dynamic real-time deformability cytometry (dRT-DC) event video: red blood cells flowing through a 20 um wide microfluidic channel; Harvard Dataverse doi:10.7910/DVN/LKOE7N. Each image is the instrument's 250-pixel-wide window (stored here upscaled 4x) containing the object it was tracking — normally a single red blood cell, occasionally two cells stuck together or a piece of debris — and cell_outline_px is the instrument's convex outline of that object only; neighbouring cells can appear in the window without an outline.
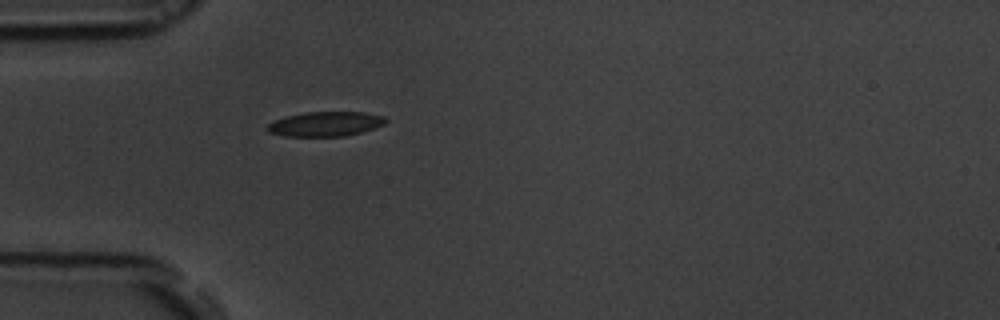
{"species": "common noctule bat (a hibernating species)", "species_latin": "Nyctalus noctula", "temperature_condition": "room temperature", "stored_images_in_passage": 39, "camera_frame_rate_fps": 3000, "um_per_image_px": 0.085, "animal": {"sex": "male", "body_mass_g": 19.5, "forearm_length_mm": 54.6}, "frame": {"image": 1, "passage_image": 1, "time_ms": 0.0, "image_size_px": [1000, 320], "cell_outline_px": [[388, 120], [384, 124], [360, 132], [344, 136], [284, 136], [268, 132], [268, 124], [284, 116], [304, 112], [364, 112], [384, 116]], "centroid_in_image_um": [27.65, 10.53], "position_along_channel_um": 57.3, "area_um2": 16.88}}
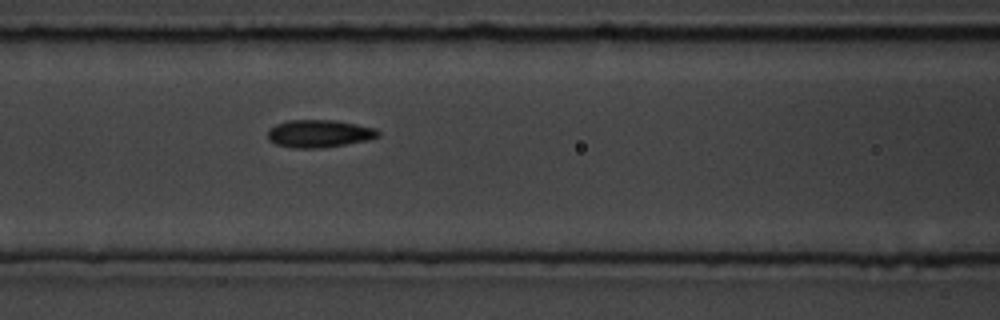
{"frame": {"image": 2, "passage_image": 8, "time_ms": 2.333, "image_size_px": [1000, 320], "cell_outline_px": [[380, 136], [368, 140], [320, 148], [292, 148], [276, 144], [268, 140], [268, 128], [276, 124], [288, 120], [336, 120], [376, 128], [380, 132]], "centroid_in_image_um": [27.12, 11.35], "position_along_channel_um": 139.5, "area_um2": 17.86}}
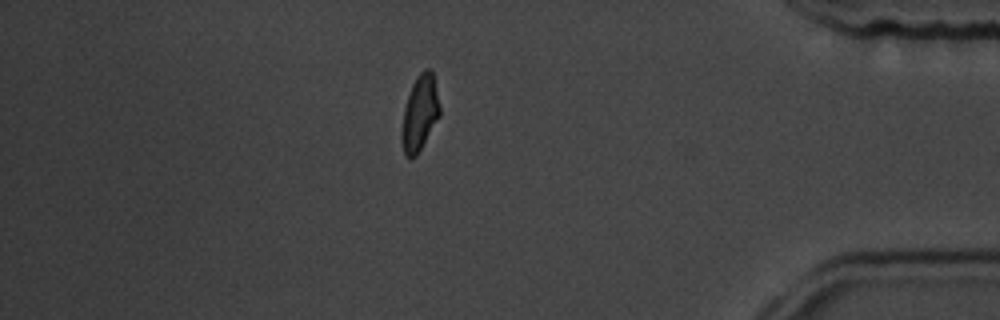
{"frame": {"image": 3, "passage_image": 32, "time_ms": 10.333, "image_size_px": [1000, 320], "cell_outline_px": [[440, 116], [416, 156], [408, 156], [404, 152], [400, 140], [400, 132], [404, 108], [412, 84], [416, 76], [424, 68], [428, 68], [432, 72], [440, 108]], "centroid_in_image_um": [35.66, 9.61], "position_along_channel_um": 399.5, "area_um2": 16.59}, "authors_computed_cell_mechanics": {"area_um2": 17.051, "velocity_mm_per_s": 3.7191, "shape_relaxation_time_tau1_ms": 5.2241, "shape_relaxation_time_tau2_ms": 1.5531, "deformation_change_tau1": 0.1547, "deformation_change_tau2": 0.0521}}